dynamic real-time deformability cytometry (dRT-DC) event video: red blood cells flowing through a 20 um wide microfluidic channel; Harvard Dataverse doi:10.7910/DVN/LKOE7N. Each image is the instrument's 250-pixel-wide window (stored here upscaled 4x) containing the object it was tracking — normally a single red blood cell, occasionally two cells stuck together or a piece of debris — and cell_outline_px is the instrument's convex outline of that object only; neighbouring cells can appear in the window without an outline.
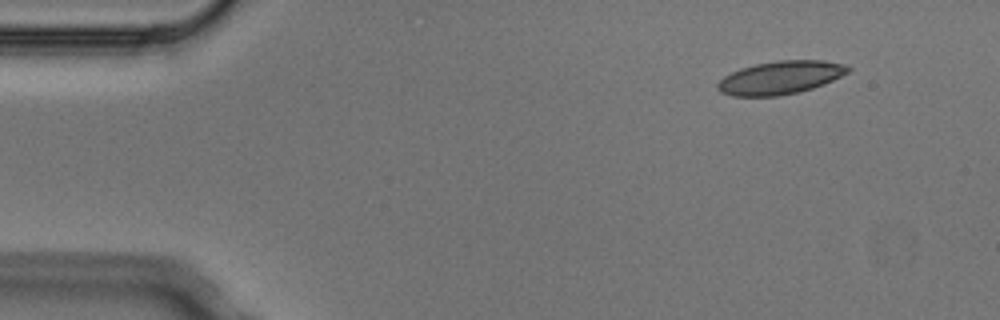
{"species": "Egyptian fruit bat (a non-hibernating species)", "species_latin": "Rousettus aegyptiacus", "temperature_condition": "cold", "stored_images_in_passage": 4, "camera_frame_rate_fps": 3000, "um_per_image_px": 0.085, "animal": {"sex": "male"}, "frame": {"image": 1, "passage_image": 1, "time_ms": 0.0, "image_size_px": [1000, 320], "cell_outline_px": [[852, 68], [848, 72], [824, 84], [812, 88], [796, 92], [776, 96], [732, 96], [720, 92], [716, 88], [716, 84], [724, 76], [740, 68], [756, 64], [776, 60], [824, 60], [844, 64]], "centroid_in_image_um": [66.31, 6.59], "position_along_channel_um": 18.7, "area_um2": 25.14}}
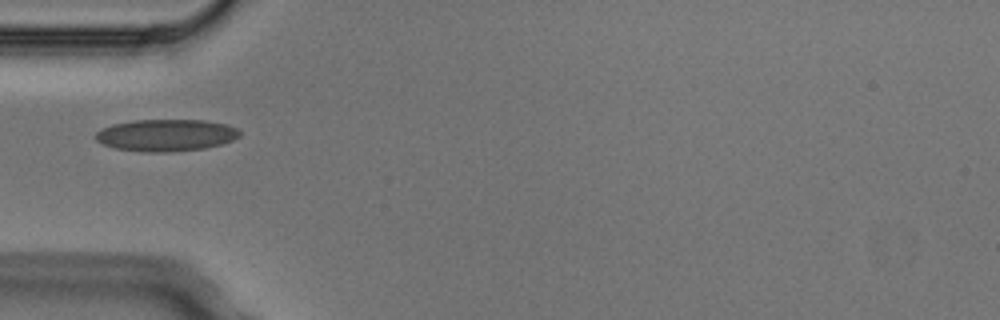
{"frame": {"image": 2, "passage_image": 4, "time_ms": 1.0, "image_size_px": [1000, 320], "cell_outline_px": [[240, 136], [232, 140], [220, 144], [204, 148], [172, 152], [144, 152], [116, 148], [104, 144], [96, 140], [96, 132], [100, 128], [112, 124], [132, 120], [204, 120], [228, 124], [236, 128], [240, 132]], "centroid_in_image_um": [14.11, 11.48], "position_along_channel_um": 70.9, "area_um2": 26.88}}